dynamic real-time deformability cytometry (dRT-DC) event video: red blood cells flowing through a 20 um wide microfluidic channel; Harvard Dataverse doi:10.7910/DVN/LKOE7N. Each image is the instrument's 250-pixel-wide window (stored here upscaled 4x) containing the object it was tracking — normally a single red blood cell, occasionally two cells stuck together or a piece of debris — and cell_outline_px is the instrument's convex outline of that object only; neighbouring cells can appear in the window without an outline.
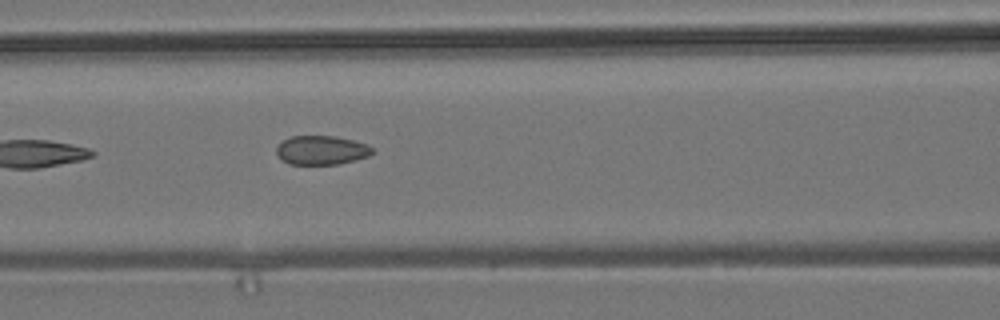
{"species": "common noctule bat (a hibernating species)", "species_latin": "Nyctalus noctula", "temperature_condition": "room temperature", "stored_images_in_passage": 4, "camera_frame_rate_fps": 3000, "um_per_image_px": 0.085, "animal": {"sex": "male", "body_mass_g": 19.2, "forearm_length_mm": 51.8}, "frame": {"image": 1, "passage_image": 4, "time_ms": 3.667, "image_size_px": [1000, 320], "cell_outline_px": [[376, 152], [368, 156], [356, 160], [336, 164], [292, 164], [284, 160], [276, 152], [276, 148], [284, 140], [292, 136], [336, 136], [368, 144]], "centroid_in_image_um": [27.38, 12.76], "position_along_channel_um": 139.2, "area_um2": 16.07}}